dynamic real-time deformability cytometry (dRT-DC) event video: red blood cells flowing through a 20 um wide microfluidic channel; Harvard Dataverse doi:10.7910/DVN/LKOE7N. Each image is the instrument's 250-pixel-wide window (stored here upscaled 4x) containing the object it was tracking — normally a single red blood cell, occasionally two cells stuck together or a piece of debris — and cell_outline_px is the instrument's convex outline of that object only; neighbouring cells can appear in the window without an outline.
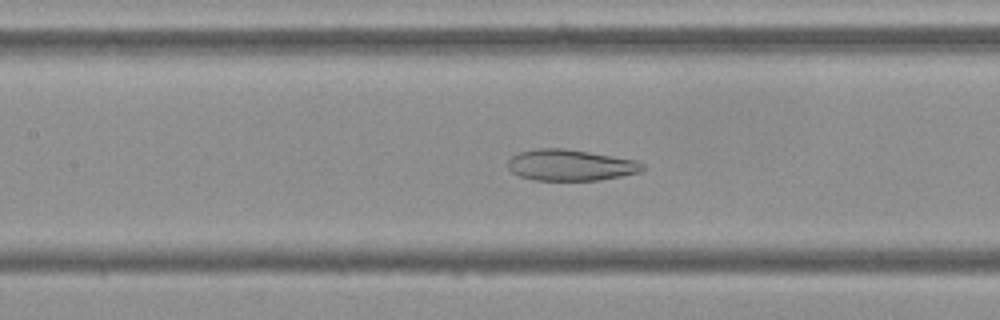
{"species": "Egyptian fruit bat (a non-hibernating species)", "species_latin": "Rousettus aegyptiacus", "temperature_condition": "cold", "stored_images_in_passage": 53, "camera_frame_rate_fps": 3000, "um_per_image_px": 0.085, "frame": {"image": 1, "passage_image": 23, "time_ms": 7.333, "image_size_px": [1000, 320], "cell_outline_px": [[644, 168], [640, 172], [600, 180], [532, 180], [520, 176], [512, 172], [508, 168], [508, 160], [512, 156], [520, 152], [536, 148], [564, 148], [636, 160], [644, 164]], "centroid_in_image_um": [48.47, 14.03], "position_along_channel_um": 158.9, "area_um2": 24.39}}
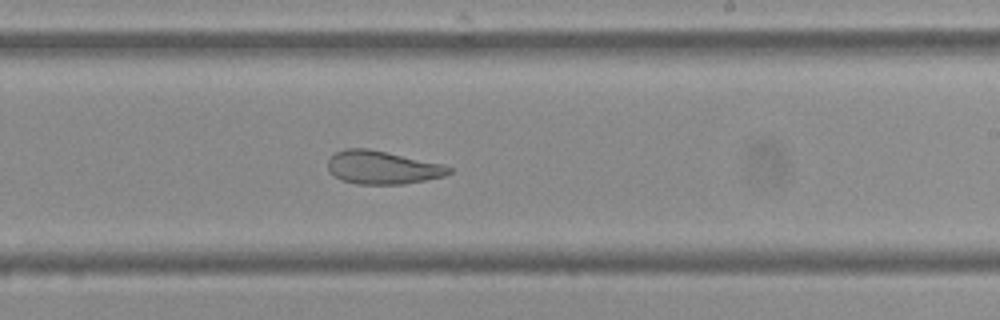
{"frame": {"image": 2, "passage_image": 31, "time_ms": 10.0, "image_size_px": [1000, 320], "cell_outline_px": [[452, 172], [444, 176], [404, 184], [356, 184], [340, 180], [328, 172], [328, 156], [344, 148], [368, 148], [444, 164], [452, 168]], "centroid_in_image_um": [32.46, 14.23], "position_along_channel_um": 256.5, "area_um2": 23.7}}
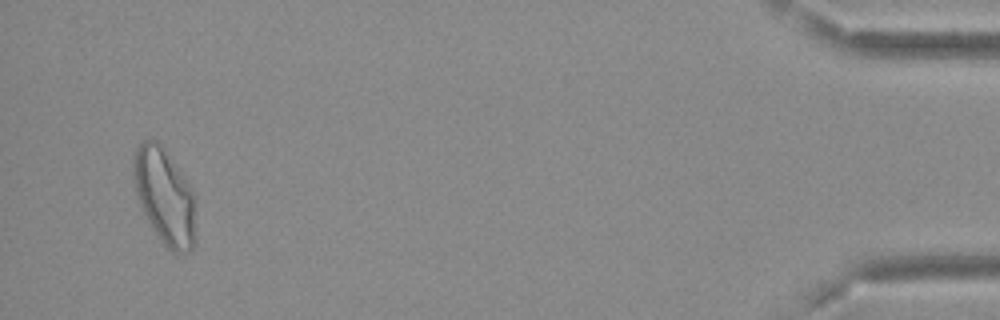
{"frame": {"image": 3, "passage_image": 51, "time_ms": 16.667, "image_size_px": [1000, 320], "cell_outline_px": [[196, 244], [188, 252], [180, 256], [172, 252], [160, 240], [152, 228], [140, 204], [136, 192], [132, 176], [132, 156], [136, 148], [144, 140], [156, 140], [160, 144], [184, 176], [192, 188], [196, 240]], "centroid_in_image_um": [13.98, 16.73], "position_along_channel_um": 421.2, "area_um2": 34.91}, "authors_computed_cell_mechanics": {"area_um2": 29.478, "velocity_mm_per_s": 3.6715, "shape_relaxation_time_tau1_ms": null, "shape_relaxation_time_tau2_ms": 2.1502, "deformation_change_tau1": null, "deformation_change_tau2": 0.096}}